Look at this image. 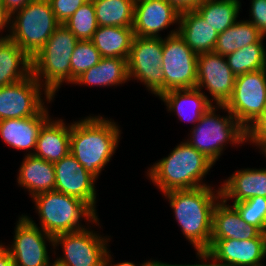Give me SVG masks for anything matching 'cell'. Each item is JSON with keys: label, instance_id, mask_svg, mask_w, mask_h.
Listing matches in <instances>:
<instances>
[{"label": "cell", "instance_id": "cell-1", "mask_svg": "<svg viewBox=\"0 0 266 266\" xmlns=\"http://www.w3.org/2000/svg\"><path fill=\"white\" fill-rule=\"evenodd\" d=\"M212 188V186H202L194 189L171 190L163 195L173 209L182 234L195 251L208 250L210 247L213 210L221 199L220 186L218 190Z\"/></svg>", "mask_w": 266, "mask_h": 266}, {"label": "cell", "instance_id": "cell-2", "mask_svg": "<svg viewBox=\"0 0 266 266\" xmlns=\"http://www.w3.org/2000/svg\"><path fill=\"white\" fill-rule=\"evenodd\" d=\"M117 123L101 115L71 123L70 153L96 179L120 142L121 130Z\"/></svg>", "mask_w": 266, "mask_h": 266}, {"label": "cell", "instance_id": "cell-3", "mask_svg": "<svg viewBox=\"0 0 266 266\" xmlns=\"http://www.w3.org/2000/svg\"><path fill=\"white\" fill-rule=\"evenodd\" d=\"M213 166L210 159L184 140L167 157L153 163L146 173L154 186L165 193L210 186L203 179Z\"/></svg>", "mask_w": 266, "mask_h": 266}, {"label": "cell", "instance_id": "cell-4", "mask_svg": "<svg viewBox=\"0 0 266 266\" xmlns=\"http://www.w3.org/2000/svg\"><path fill=\"white\" fill-rule=\"evenodd\" d=\"M40 227L45 233L55 236L61 233L76 232L90 225L99 226L98 214L83 200L57 191L43 192L32 197Z\"/></svg>", "mask_w": 266, "mask_h": 266}, {"label": "cell", "instance_id": "cell-5", "mask_svg": "<svg viewBox=\"0 0 266 266\" xmlns=\"http://www.w3.org/2000/svg\"><path fill=\"white\" fill-rule=\"evenodd\" d=\"M78 41L76 36L61 24L31 58L32 75L53 98L64 82L71 83L70 59Z\"/></svg>", "mask_w": 266, "mask_h": 266}, {"label": "cell", "instance_id": "cell-6", "mask_svg": "<svg viewBox=\"0 0 266 266\" xmlns=\"http://www.w3.org/2000/svg\"><path fill=\"white\" fill-rule=\"evenodd\" d=\"M227 111V116L216 114L219 109ZM189 145L204 154L214 164L224 152L226 144L242 146L246 142V129L227 110L225 105L210 107L190 130Z\"/></svg>", "mask_w": 266, "mask_h": 266}, {"label": "cell", "instance_id": "cell-7", "mask_svg": "<svg viewBox=\"0 0 266 266\" xmlns=\"http://www.w3.org/2000/svg\"><path fill=\"white\" fill-rule=\"evenodd\" d=\"M60 25L49 0H31L10 16L8 37L32 58Z\"/></svg>", "mask_w": 266, "mask_h": 266}, {"label": "cell", "instance_id": "cell-8", "mask_svg": "<svg viewBox=\"0 0 266 266\" xmlns=\"http://www.w3.org/2000/svg\"><path fill=\"white\" fill-rule=\"evenodd\" d=\"M198 54L185 43L176 29L163 38L162 71L164 92L173 89L196 88Z\"/></svg>", "mask_w": 266, "mask_h": 266}, {"label": "cell", "instance_id": "cell-9", "mask_svg": "<svg viewBox=\"0 0 266 266\" xmlns=\"http://www.w3.org/2000/svg\"><path fill=\"white\" fill-rule=\"evenodd\" d=\"M162 57V37L134 36L127 59L129 80L140 81L148 91L160 97L164 93Z\"/></svg>", "mask_w": 266, "mask_h": 266}, {"label": "cell", "instance_id": "cell-10", "mask_svg": "<svg viewBox=\"0 0 266 266\" xmlns=\"http://www.w3.org/2000/svg\"><path fill=\"white\" fill-rule=\"evenodd\" d=\"M89 227L76 232L55 235L54 246L63 248V255L56 258L61 266H104L110 236H102Z\"/></svg>", "mask_w": 266, "mask_h": 266}, {"label": "cell", "instance_id": "cell-11", "mask_svg": "<svg viewBox=\"0 0 266 266\" xmlns=\"http://www.w3.org/2000/svg\"><path fill=\"white\" fill-rule=\"evenodd\" d=\"M225 106L247 130L266 107V68L236 76L233 94Z\"/></svg>", "mask_w": 266, "mask_h": 266}, {"label": "cell", "instance_id": "cell-12", "mask_svg": "<svg viewBox=\"0 0 266 266\" xmlns=\"http://www.w3.org/2000/svg\"><path fill=\"white\" fill-rule=\"evenodd\" d=\"M53 99L31 74L20 82L0 87V120L38 115L46 107V101L48 104Z\"/></svg>", "mask_w": 266, "mask_h": 266}, {"label": "cell", "instance_id": "cell-13", "mask_svg": "<svg viewBox=\"0 0 266 266\" xmlns=\"http://www.w3.org/2000/svg\"><path fill=\"white\" fill-rule=\"evenodd\" d=\"M13 244L6 246L15 266H47L51 262L47 243L54 246V239L45 233L30 216L22 214L16 222Z\"/></svg>", "mask_w": 266, "mask_h": 266}, {"label": "cell", "instance_id": "cell-14", "mask_svg": "<svg viewBox=\"0 0 266 266\" xmlns=\"http://www.w3.org/2000/svg\"><path fill=\"white\" fill-rule=\"evenodd\" d=\"M235 80L225 56L215 52L198 54L196 88H206L212 103L225 105L233 94Z\"/></svg>", "mask_w": 266, "mask_h": 266}, {"label": "cell", "instance_id": "cell-15", "mask_svg": "<svg viewBox=\"0 0 266 266\" xmlns=\"http://www.w3.org/2000/svg\"><path fill=\"white\" fill-rule=\"evenodd\" d=\"M54 164L55 191L86 202L96 213V178L69 153Z\"/></svg>", "mask_w": 266, "mask_h": 266}, {"label": "cell", "instance_id": "cell-16", "mask_svg": "<svg viewBox=\"0 0 266 266\" xmlns=\"http://www.w3.org/2000/svg\"><path fill=\"white\" fill-rule=\"evenodd\" d=\"M223 266H265L266 233L252 239H211L207 250Z\"/></svg>", "mask_w": 266, "mask_h": 266}, {"label": "cell", "instance_id": "cell-17", "mask_svg": "<svg viewBox=\"0 0 266 266\" xmlns=\"http://www.w3.org/2000/svg\"><path fill=\"white\" fill-rule=\"evenodd\" d=\"M180 13L166 0H135L134 36L162 37L159 32L179 24Z\"/></svg>", "mask_w": 266, "mask_h": 266}, {"label": "cell", "instance_id": "cell-18", "mask_svg": "<svg viewBox=\"0 0 266 266\" xmlns=\"http://www.w3.org/2000/svg\"><path fill=\"white\" fill-rule=\"evenodd\" d=\"M49 118L46 106L38 115L32 117L0 120V136L7 145L26 150V156L33 155L39 131Z\"/></svg>", "mask_w": 266, "mask_h": 266}, {"label": "cell", "instance_id": "cell-19", "mask_svg": "<svg viewBox=\"0 0 266 266\" xmlns=\"http://www.w3.org/2000/svg\"><path fill=\"white\" fill-rule=\"evenodd\" d=\"M221 198L233 203L251 199L252 197H266V168H245L235 171L220 186Z\"/></svg>", "mask_w": 266, "mask_h": 266}, {"label": "cell", "instance_id": "cell-20", "mask_svg": "<svg viewBox=\"0 0 266 266\" xmlns=\"http://www.w3.org/2000/svg\"><path fill=\"white\" fill-rule=\"evenodd\" d=\"M70 132L71 124L49 118L39 131L33 155L51 163L60 161L70 153Z\"/></svg>", "mask_w": 266, "mask_h": 266}, {"label": "cell", "instance_id": "cell-21", "mask_svg": "<svg viewBox=\"0 0 266 266\" xmlns=\"http://www.w3.org/2000/svg\"><path fill=\"white\" fill-rule=\"evenodd\" d=\"M167 106L169 112H174L179 120H185L195 125L201 116L213 106L214 103L198 88L173 89L164 92L159 97Z\"/></svg>", "mask_w": 266, "mask_h": 266}, {"label": "cell", "instance_id": "cell-22", "mask_svg": "<svg viewBox=\"0 0 266 266\" xmlns=\"http://www.w3.org/2000/svg\"><path fill=\"white\" fill-rule=\"evenodd\" d=\"M262 232L254 225L247 224L238 211L222 198L213 210L211 239H252Z\"/></svg>", "mask_w": 266, "mask_h": 266}, {"label": "cell", "instance_id": "cell-23", "mask_svg": "<svg viewBox=\"0 0 266 266\" xmlns=\"http://www.w3.org/2000/svg\"><path fill=\"white\" fill-rule=\"evenodd\" d=\"M18 172L17 183L28 190L31 198L43 192L55 191L53 163L35 155H25Z\"/></svg>", "mask_w": 266, "mask_h": 266}, {"label": "cell", "instance_id": "cell-24", "mask_svg": "<svg viewBox=\"0 0 266 266\" xmlns=\"http://www.w3.org/2000/svg\"><path fill=\"white\" fill-rule=\"evenodd\" d=\"M178 34L196 54L213 52L218 33L195 11L180 13Z\"/></svg>", "mask_w": 266, "mask_h": 266}, {"label": "cell", "instance_id": "cell-25", "mask_svg": "<svg viewBox=\"0 0 266 266\" xmlns=\"http://www.w3.org/2000/svg\"><path fill=\"white\" fill-rule=\"evenodd\" d=\"M31 74V58L9 37L1 38L0 87L20 82Z\"/></svg>", "mask_w": 266, "mask_h": 266}, {"label": "cell", "instance_id": "cell-26", "mask_svg": "<svg viewBox=\"0 0 266 266\" xmlns=\"http://www.w3.org/2000/svg\"><path fill=\"white\" fill-rule=\"evenodd\" d=\"M129 80L127 60L118 57H102L100 62L83 72L73 84L79 86H120Z\"/></svg>", "mask_w": 266, "mask_h": 266}, {"label": "cell", "instance_id": "cell-27", "mask_svg": "<svg viewBox=\"0 0 266 266\" xmlns=\"http://www.w3.org/2000/svg\"><path fill=\"white\" fill-rule=\"evenodd\" d=\"M134 31L132 27L99 26L91 39L102 57L128 59Z\"/></svg>", "mask_w": 266, "mask_h": 266}, {"label": "cell", "instance_id": "cell-28", "mask_svg": "<svg viewBox=\"0 0 266 266\" xmlns=\"http://www.w3.org/2000/svg\"><path fill=\"white\" fill-rule=\"evenodd\" d=\"M259 29L248 20H237L224 32L218 34L215 53L226 56L252 43H263Z\"/></svg>", "mask_w": 266, "mask_h": 266}, {"label": "cell", "instance_id": "cell-29", "mask_svg": "<svg viewBox=\"0 0 266 266\" xmlns=\"http://www.w3.org/2000/svg\"><path fill=\"white\" fill-rule=\"evenodd\" d=\"M241 5L240 0H206L194 10L219 34L237 21Z\"/></svg>", "mask_w": 266, "mask_h": 266}, {"label": "cell", "instance_id": "cell-30", "mask_svg": "<svg viewBox=\"0 0 266 266\" xmlns=\"http://www.w3.org/2000/svg\"><path fill=\"white\" fill-rule=\"evenodd\" d=\"M98 26L133 27L135 0L93 2Z\"/></svg>", "mask_w": 266, "mask_h": 266}, {"label": "cell", "instance_id": "cell-31", "mask_svg": "<svg viewBox=\"0 0 266 266\" xmlns=\"http://www.w3.org/2000/svg\"><path fill=\"white\" fill-rule=\"evenodd\" d=\"M264 43H252L225 56L235 76L266 68Z\"/></svg>", "mask_w": 266, "mask_h": 266}, {"label": "cell", "instance_id": "cell-32", "mask_svg": "<svg viewBox=\"0 0 266 266\" xmlns=\"http://www.w3.org/2000/svg\"><path fill=\"white\" fill-rule=\"evenodd\" d=\"M62 25L70 30L78 40H91L98 23L93 2H85Z\"/></svg>", "mask_w": 266, "mask_h": 266}, {"label": "cell", "instance_id": "cell-33", "mask_svg": "<svg viewBox=\"0 0 266 266\" xmlns=\"http://www.w3.org/2000/svg\"><path fill=\"white\" fill-rule=\"evenodd\" d=\"M102 56L91 40H79L76 44L71 62V83L83 72L100 62Z\"/></svg>", "mask_w": 266, "mask_h": 266}, {"label": "cell", "instance_id": "cell-34", "mask_svg": "<svg viewBox=\"0 0 266 266\" xmlns=\"http://www.w3.org/2000/svg\"><path fill=\"white\" fill-rule=\"evenodd\" d=\"M241 218L250 225L266 233V197L255 196L251 199L232 203Z\"/></svg>", "mask_w": 266, "mask_h": 266}, {"label": "cell", "instance_id": "cell-35", "mask_svg": "<svg viewBox=\"0 0 266 266\" xmlns=\"http://www.w3.org/2000/svg\"><path fill=\"white\" fill-rule=\"evenodd\" d=\"M246 142H250L266 154V107L258 119L246 130Z\"/></svg>", "mask_w": 266, "mask_h": 266}, {"label": "cell", "instance_id": "cell-36", "mask_svg": "<svg viewBox=\"0 0 266 266\" xmlns=\"http://www.w3.org/2000/svg\"><path fill=\"white\" fill-rule=\"evenodd\" d=\"M52 11L54 12L56 20L63 24L68 18H70L80 6H82L85 0H49Z\"/></svg>", "mask_w": 266, "mask_h": 266}, {"label": "cell", "instance_id": "cell-37", "mask_svg": "<svg viewBox=\"0 0 266 266\" xmlns=\"http://www.w3.org/2000/svg\"><path fill=\"white\" fill-rule=\"evenodd\" d=\"M248 20L257 27L263 37L266 36V0H251ZM252 17V18H251Z\"/></svg>", "mask_w": 266, "mask_h": 266}, {"label": "cell", "instance_id": "cell-38", "mask_svg": "<svg viewBox=\"0 0 266 266\" xmlns=\"http://www.w3.org/2000/svg\"><path fill=\"white\" fill-rule=\"evenodd\" d=\"M197 257H198V260H201L200 262L201 264L200 263H194V264H171L170 263L169 266H223L207 250L196 251V258ZM209 260H212V261L210 262Z\"/></svg>", "mask_w": 266, "mask_h": 266}, {"label": "cell", "instance_id": "cell-39", "mask_svg": "<svg viewBox=\"0 0 266 266\" xmlns=\"http://www.w3.org/2000/svg\"><path fill=\"white\" fill-rule=\"evenodd\" d=\"M171 4L179 13L194 10L201 3L206 0H166Z\"/></svg>", "mask_w": 266, "mask_h": 266}, {"label": "cell", "instance_id": "cell-40", "mask_svg": "<svg viewBox=\"0 0 266 266\" xmlns=\"http://www.w3.org/2000/svg\"><path fill=\"white\" fill-rule=\"evenodd\" d=\"M31 0H0L2 7L11 16L17 10L22 9Z\"/></svg>", "mask_w": 266, "mask_h": 266}, {"label": "cell", "instance_id": "cell-41", "mask_svg": "<svg viewBox=\"0 0 266 266\" xmlns=\"http://www.w3.org/2000/svg\"><path fill=\"white\" fill-rule=\"evenodd\" d=\"M0 266H15L10 251L0 243Z\"/></svg>", "mask_w": 266, "mask_h": 266}, {"label": "cell", "instance_id": "cell-42", "mask_svg": "<svg viewBox=\"0 0 266 266\" xmlns=\"http://www.w3.org/2000/svg\"><path fill=\"white\" fill-rule=\"evenodd\" d=\"M5 27H6V29H10V28H8V27H10V15L5 11V9L2 7V5L0 3V33H1L0 39L1 38H7L9 36V34H6L5 36L2 34Z\"/></svg>", "mask_w": 266, "mask_h": 266}, {"label": "cell", "instance_id": "cell-43", "mask_svg": "<svg viewBox=\"0 0 266 266\" xmlns=\"http://www.w3.org/2000/svg\"><path fill=\"white\" fill-rule=\"evenodd\" d=\"M110 250H108L106 257H105V261H104V266H141L143 263L141 264H135L133 262L130 261H121L119 263L116 264H112V256H111V252H109Z\"/></svg>", "mask_w": 266, "mask_h": 266}, {"label": "cell", "instance_id": "cell-44", "mask_svg": "<svg viewBox=\"0 0 266 266\" xmlns=\"http://www.w3.org/2000/svg\"><path fill=\"white\" fill-rule=\"evenodd\" d=\"M141 266H169L168 263L161 262L158 260H146Z\"/></svg>", "mask_w": 266, "mask_h": 266}, {"label": "cell", "instance_id": "cell-45", "mask_svg": "<svg viewBox=\"0 0 266 266\" xmlns=\"http://www.w3.org/2000/svg\"><path fill=\"white\" fill-rule=\"evenodd\" d=\"M47 266H61V265L59 263H57L56 261H54L53 263L51 262Z\"/></svg>", "mask_w": 266, "mask_h": 266}, {"label": "cell", "instance_id": "cell-46", "mask_svg": "<svg viewBox=\"0 0 266 266\" xmlns=\"http://www.w3.org/2000/svg\"><path fill=\"white\" fill-rule=\"evenodd\" d=\"M86 2H94V1H96V0H85Z\"/></svg>", "mask_w": 266, "mask_h": 266}]
</instances>
